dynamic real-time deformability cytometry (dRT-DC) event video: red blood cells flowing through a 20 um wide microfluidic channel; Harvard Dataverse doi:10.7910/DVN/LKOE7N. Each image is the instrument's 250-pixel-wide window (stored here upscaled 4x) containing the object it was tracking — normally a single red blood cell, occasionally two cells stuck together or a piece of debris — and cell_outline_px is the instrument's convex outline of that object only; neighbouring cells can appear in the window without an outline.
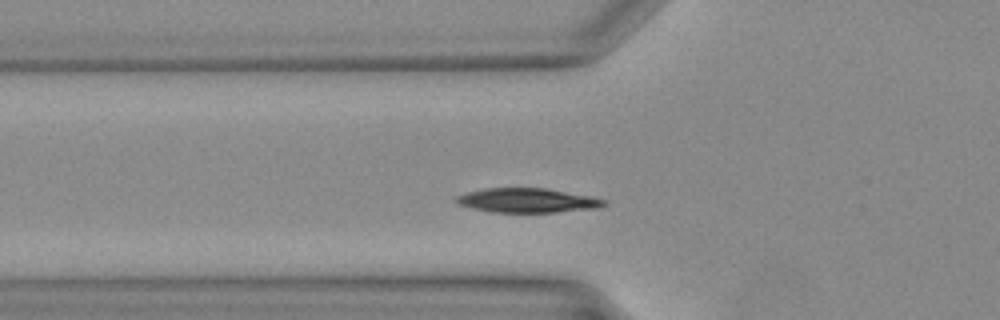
{"species": "Egyptian fruit bat (a non-hibernating species)", "species_latin": "Rousettus aegyptiacus", "temperature_condition": "warm", "stored_images_in_passage": 33, "segment_of_instrument_passage": [1, 2], "camera_frame_rate_fps": 3000, "um_per_image_px": 0.085, "animal": {"sex": "female"}, "frame": {"image": 1, "passage_image": 7, "time_ms": 2.0, "image_size_px": [1000, 320], "cell_outline_px": [[608, 204], [600, 208], [556, 212], [488, 212], [456, 204], [452, 200], [456, 196], [468, 192], [484, 188], [544, 188], [592, 196], [604, 200]], "centroid_in_image_um": [44.79, 17.04], "position_along_channel_um": 81.0, "area_um2": 21.15}}
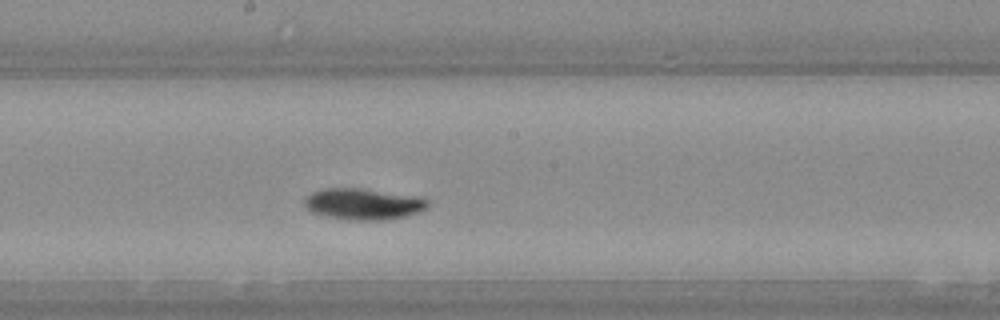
{"frame": {"image": 2, "passage_image": 15, "time_ms": 4.667, "image_size_px": [1000, 320], "cell_outline_px": [[428, 208], [420, 212], [408, 216], [388, 220], [356, 220], [324, 216], [312, 212], [304, 204], [304, 196], [312, 192], [328, 188], [356, 188], [420, 196], [428, 200]], "centroid_in_image_um": [30.92, 17.34], "position_along_channel_um": 217.3, "area_um2": 22.6}}
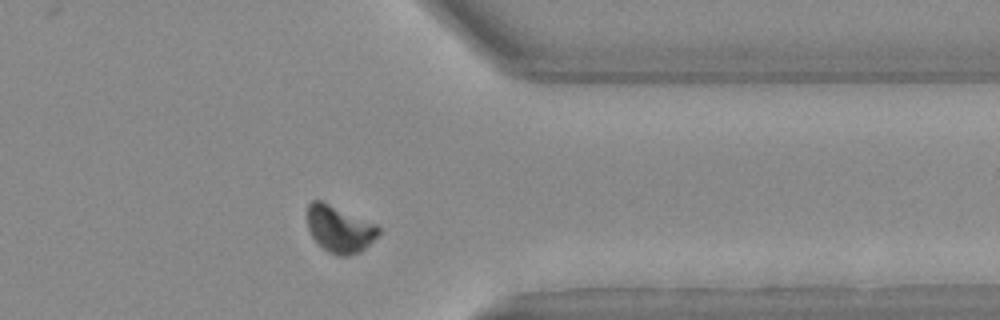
{"frame": {"image": 3, "passage_image": 25, "time_ms": 8.0, "image_size_px": [1000, 320], "cell_outline_px": [[380, 232], [360, 252], [348, 256], [336, 256], [328, 252], [312, 236], [308, 228], [308, 204], [312, 200], [320, 200], [376, 224], [380, 228]], "centroid_in_image_um": [28.85, 19.48], "position_along_channel_um": 382.5, "area_um2": 19.07}}